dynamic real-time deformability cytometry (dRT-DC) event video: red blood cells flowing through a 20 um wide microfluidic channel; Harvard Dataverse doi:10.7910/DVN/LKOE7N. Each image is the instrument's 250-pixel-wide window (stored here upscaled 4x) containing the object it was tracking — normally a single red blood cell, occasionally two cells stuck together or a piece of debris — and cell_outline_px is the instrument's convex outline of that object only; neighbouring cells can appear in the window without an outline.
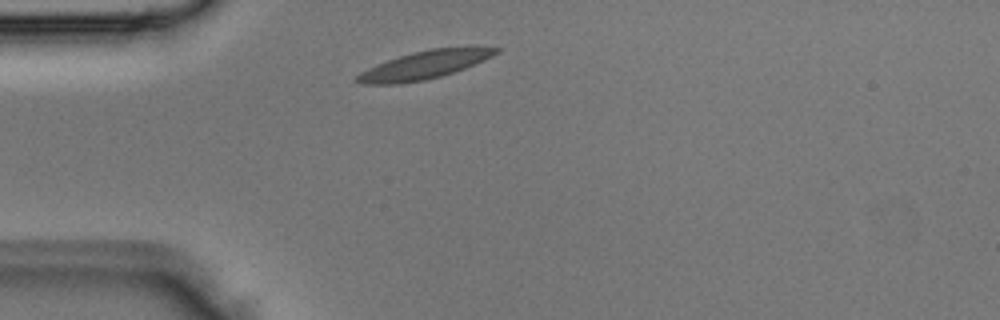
{"species": "Egyptian fruit bat (a non-hibernating species)", "species_latin": "Rousettus aegyptiacus", "temperature_condition": "room temperature", "stored_images_in_passage": 1, "camera_frame_rate_fps": 3000, "um_per_image_px": 0.085, "animal": {"sex": "male"}, "frame": {"image": 1, "passage_image": 1, "time_ms": 0.0, "image_size_px": [1000, 320], "cell_outline_px": [[500, 52], [484, 60], [464, 68], [440, 76], [424, 80], [400, 84], [360, 84], [352, 80], [360, 72], [368, 68], [388, 60], [412, 52], [432, 48], [468, 44], [484, 44], [500, 48]], "centroid_in_image_um": [36.19, 5.47], "position_along_channel_um": 48.8, "area_um2": 23.47}}